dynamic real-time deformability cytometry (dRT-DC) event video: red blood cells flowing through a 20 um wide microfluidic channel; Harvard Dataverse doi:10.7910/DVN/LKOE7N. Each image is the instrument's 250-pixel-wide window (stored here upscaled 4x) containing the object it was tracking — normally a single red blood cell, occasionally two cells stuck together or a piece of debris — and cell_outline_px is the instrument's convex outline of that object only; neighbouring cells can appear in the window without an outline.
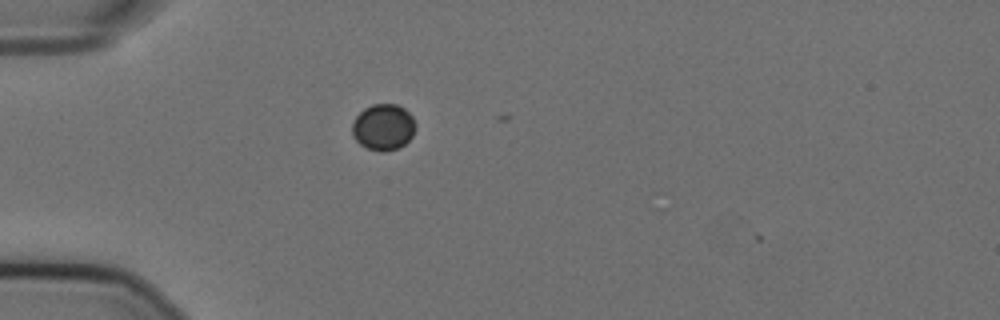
{"species": "Egyptian fruit bat (a non-hibernating species)", "species_latin": "Rousettus aegyptiacus", "temperature_condition": "cold", "stored_images_in_passage": 4, "camera_frame_rate_fps": 3000, "um_per_image_px": 0.085, "animal": {"sex": "female"}, "frame": {"image": 1, "passage_image": 3, "time_ms": 0.667, "image_size_px": [1000, 320], "cell_outline_px": [[416, 128], [412, 136], [400, 148], [384, 152], [368, 148], [360, 144], [352, 136], [352, 124], [356, 116], [364, 108], [372, 104], [396, 104], [404, 108], [412, 116], [416, 124]], "centroid_in_image_um": [32.59, 10.8], "position_along_channel_um": 52.4, "area_um2": 17.17}}